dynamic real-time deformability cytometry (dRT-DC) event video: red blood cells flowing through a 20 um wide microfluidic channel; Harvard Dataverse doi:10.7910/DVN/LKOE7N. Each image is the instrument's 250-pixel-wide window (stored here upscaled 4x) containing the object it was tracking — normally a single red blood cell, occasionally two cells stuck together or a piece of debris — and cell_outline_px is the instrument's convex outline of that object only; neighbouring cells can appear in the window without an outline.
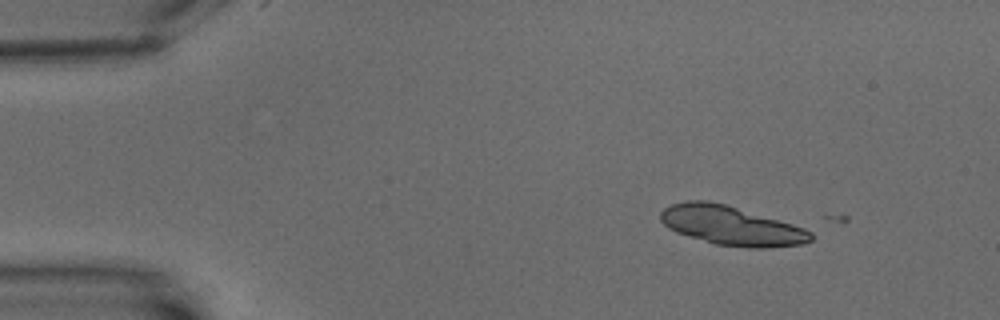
{"species": "common noctule bat (a hibernating species)", "species_latin": "Nyctalus noctula", "temperature_condition": "warm", "stored_images_in_passage": 2, "camera_frame_rate_fps": 3000, "um_per_image_px": 0.085, "animal": {"sex": "male", "body_mass_g": 15.6}, "frame": {"image": 1, "passage_image": 1, "time_ms": 0.0, "image_size_px": [1000, 320], "cell_outline_px": [[812, 240], [800, 244], [768, 248], [752, 248], [716, 244], [676, 232], [668, 228], [660, 220], [660, 212], [664, 208], [672, 204], [684, 200], [708, 200], [724, 204], [792, 224], [804, 228], [812, 232]], "centroid_in_image_um": [62.12, 19.17], "position_along_channel_um": 22.9, "area_um2": 33.99}}